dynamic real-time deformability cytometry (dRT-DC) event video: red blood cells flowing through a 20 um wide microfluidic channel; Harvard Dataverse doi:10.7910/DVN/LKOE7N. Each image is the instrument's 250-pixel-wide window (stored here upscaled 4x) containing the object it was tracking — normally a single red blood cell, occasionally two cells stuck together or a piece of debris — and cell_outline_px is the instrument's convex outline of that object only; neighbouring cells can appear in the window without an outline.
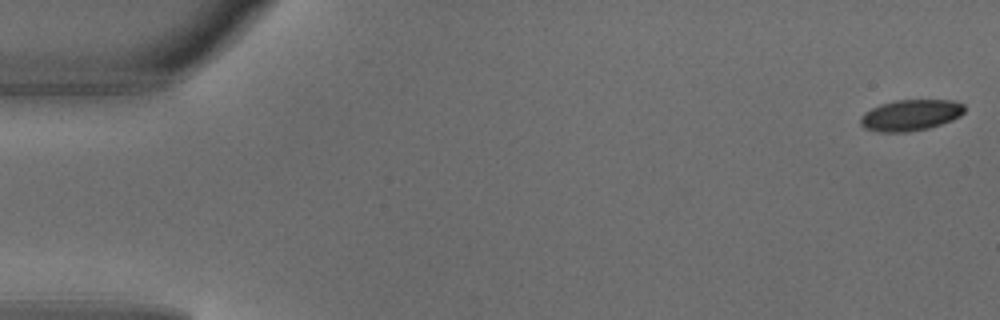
{"species": "common noctule bat (a hibernating species)", "species_latin": "Nyctalus noctula", "temperature_condition": "warm", "stored_images_in_passage": 7, "camera_frame_rate_fps": 3000, "um_per_image_px": 0.085, "animal": {"sex": "male", "body_mass_g": 18.8}, "frame": {"image": 1, "passage_image": 1, "time_ms": 0.0, "image_size_px": [1000, 320], "cell_outline_px": [[964, 112], [960, 116], [952, 120], [928, 128], [908, 132], [880, 132], [864, 128], [860, 124], [860, 116], [864, 112], [880, 104], [896, 100], [952, 100], [964, 104]], "centroid_in_image_um": [77.38, 9.79], "position_along_channel_um": 7.6, "area_um2": 18.9}}
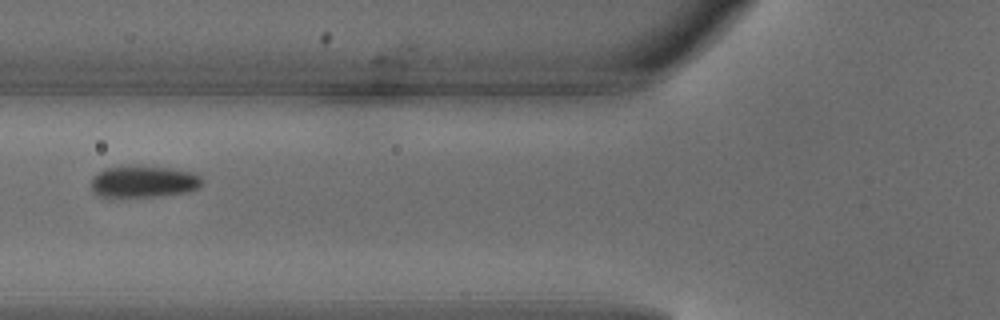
{"frame": {"image": 2, "passage_image": 6, "time_ms": 1.667, "image_size_px": [1000, 320], "cell_outline_px": [[204, 180], [200, 188], [188, 192], [160, 196], [100, 196], [92, 188], [92, 176], [96, 172], [104, 168], [172, 168], [196, 172]], "centroid_in_image_um": [12.3, 15.45], "position_along_channel_um": 113.5, "area_um2": 20.06}}